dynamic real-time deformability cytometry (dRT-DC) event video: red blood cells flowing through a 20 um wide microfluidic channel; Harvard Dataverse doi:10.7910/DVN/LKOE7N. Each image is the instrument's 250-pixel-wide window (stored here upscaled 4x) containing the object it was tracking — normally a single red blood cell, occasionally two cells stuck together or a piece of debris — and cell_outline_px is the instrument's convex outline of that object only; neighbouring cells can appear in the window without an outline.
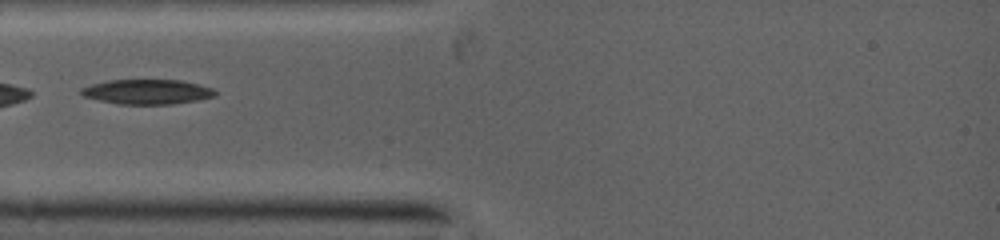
{"species": "common noctule bat (a hibernating species)", "species_latin": "Nyctalus noctula", "temperature_condition": "warm", "stored_images_in_passage": 8, "camera_frame_rate_fps": 5000, "um_per_image_px": 0.085, "animal": {"sex": "female", "body_mass_g": 19.0, "forearm_length_mm": 53.3}, "frame": {"image": 1, "passage_image": 2, "time_ms": 0.4, "image_size_px": [1000, 240], "cell_outline_px": [[216, 96], [168, 104], [120, 104], [84, 96], [80, 92], [80, 88], [92, 84], [112, 80], [180, 80], [212, 88], [216, 92]], "centroid_in_image_um": [12.49, 7.79], "position_along_channel_um": 72.5, "area_um2": 18.84}}
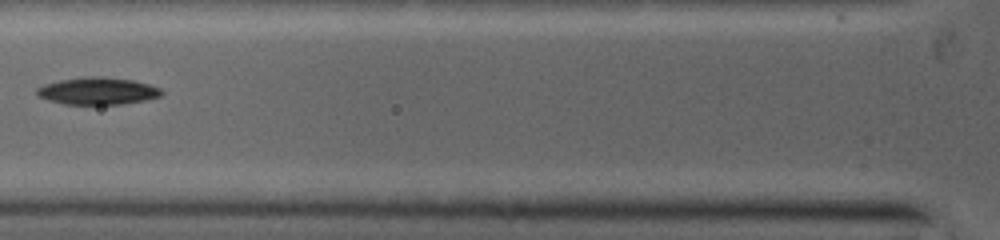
{"frame": {"image": 2, "passage_image": 4, "time_ms": 1.4, "image_size_px": [1000, 240], "cell_outline_px": [[164, 92], [160, 96], [144, 100], [120, 104], [68, 104], [52, 100], [40, 96], [36, 92], [36, 88], [48, 84], [64, 80], [132, 80], [148, 84], [160, 88]], "centroid_in_image_um": [8.38, 7.8], "position_along_channel_um": 117.4, "area_um2": 18.03}}
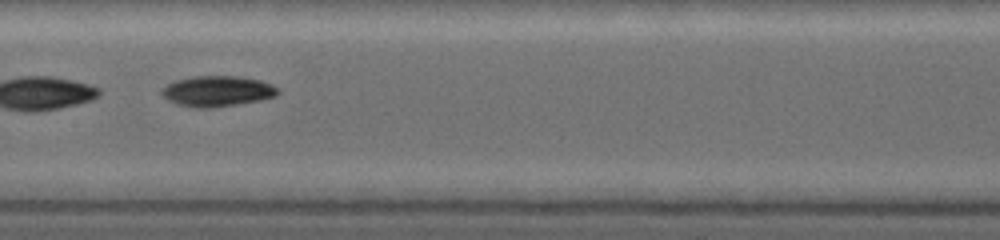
{"frame": {"image": 3, "passage_image": 7, "time_ms": 3.0, "image_size_px": [1000, 240], "cell_outline_px": [[280, 92], [272, 96], [256, 100], [236, 104], [204, 108], [180, 104], [164, 96], [160, 92], [168, 84], [176, 80], [196, 76], [236, 76], [260, 80], [272, 84]], "centroid_in_image_um": [18.48, 7.72], "position_along_channel_um": 188.9, "area_um2": 19.88}}